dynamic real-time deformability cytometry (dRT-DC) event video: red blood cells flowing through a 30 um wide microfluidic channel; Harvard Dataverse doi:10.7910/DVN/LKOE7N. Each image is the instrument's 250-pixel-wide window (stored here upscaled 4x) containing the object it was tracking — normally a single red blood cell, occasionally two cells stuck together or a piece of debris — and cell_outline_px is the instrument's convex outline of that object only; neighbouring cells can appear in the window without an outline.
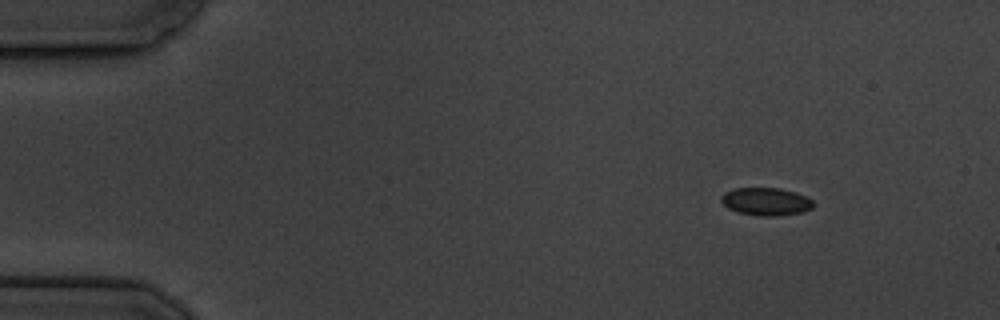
{"species": "common noctule bat (a hibernating species)", "species_latin": "Nyctalus noctula", "temperature_condition": "cold", "stored_images_in_passage": 4, "camera_frame_rate_fps": 3000, "um_per_image_px": 0.085, "animal": {"sex": "male", "body_mass_g": 19.5, "forearm_length_mm": 54.6}, "frame": {"image": 1, "passage_image": 1, "time_ms": 0.0, "image_size_px": [1000, 320], "cell_outline_px": [[812, 208], [804, 212], [776, 216], [760, 216], [736, 212], [728, 208], [720, 200], [720, 196], [724, 192], [736, 188], [780, 188], [796, 192], [812, 200]], "centroid_in_image_um": [65.08, 17.13], "position_along_channel_um": 19.9, "area_um2": 14.97}}
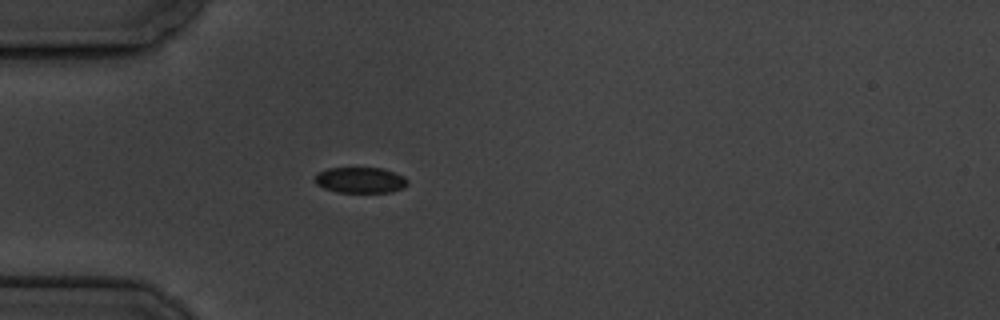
{"frame": {"image": 2, "passage_image": 4, "time_ms": 3.333, "image_size_px": [1000, 320], "cell_outline_px": [[408, 184], [404, 188], [392, 192], [336, 192], [324, 188], [316, 184], [312, 180], [316, 172], [328, 168], [384, 168], [404, 176], [408, 180]], "centroid_in_image_um": [30.6, 15.3], "position_along_channel_um": 54.4, "area_um2": 14.22}}